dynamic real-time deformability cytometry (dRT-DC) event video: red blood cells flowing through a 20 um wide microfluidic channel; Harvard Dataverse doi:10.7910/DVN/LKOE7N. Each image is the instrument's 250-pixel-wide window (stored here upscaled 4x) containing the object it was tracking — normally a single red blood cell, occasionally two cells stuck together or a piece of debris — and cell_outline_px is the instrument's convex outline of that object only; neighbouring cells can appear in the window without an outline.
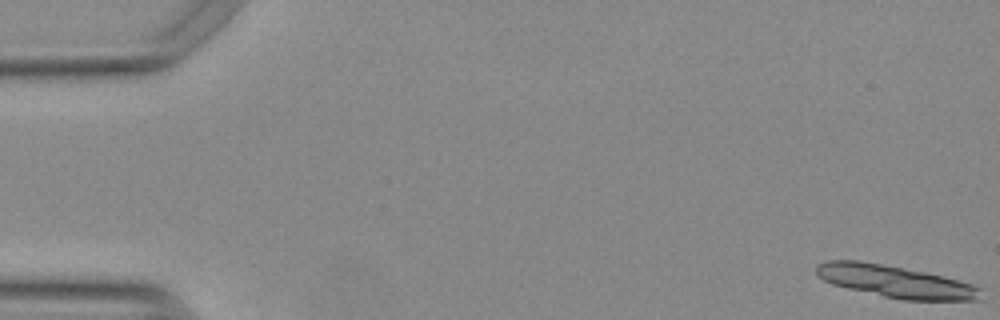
{"species": "Egyptian fruit bat (a non-hibernating species)", "species_latin": "Rousettus aegyptiacus", "temperature_condition": "warm", "stored_images_in_passage": 14, "camera_frame_rate_fps": 3000, "um_per_image_px": 0.085, "animal": {"sex": "female"}, "frame": {"image": 1, "passage_image": 1, "time_ms": 0.0, "image_size_px": [1000, 320], "cell_outline_px": [[984, 288], [976, 300], [904, 300], [884, 296], [848, 288], [832, 284], [824, 280], [816, 272], [816, 264], [828, 260], [860, 260], [904, 268], [924, 272], [972, 284]], "centroid_in_image_um": [76.08, 23.92], "position_along_channel_um": 8.9, "area_um2": 30.4}}